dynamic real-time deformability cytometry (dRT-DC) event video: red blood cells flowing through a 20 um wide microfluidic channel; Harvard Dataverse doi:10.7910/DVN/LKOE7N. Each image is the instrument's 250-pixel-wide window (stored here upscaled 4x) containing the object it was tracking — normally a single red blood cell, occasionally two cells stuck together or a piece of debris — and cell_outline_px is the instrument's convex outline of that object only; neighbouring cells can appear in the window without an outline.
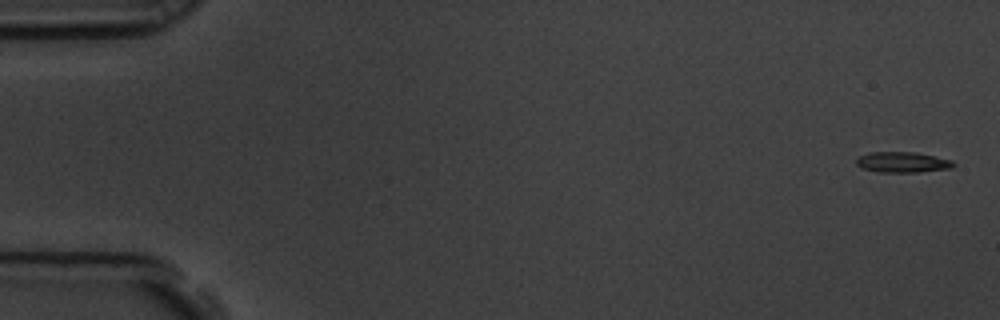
{"species": "common noctule bat (a hibernating species)", "species_latin": "Nyctalus noctula", "temperature_condition": "room temperature", "stored_images_in_passage": 7, "camera_frame_rate_fps": 3000, "um_per_image_px": 0.085, "animal": {"sex": "male", "body_mass_g": 19.5, "forearm_length_mm": 54.6}, "frame": {"image": 1, "passage_image": 1, "time_ms": 0.0, "image_size_px": [1000, 320], "cell_outline_px": [[956, 164], [952, 168], [920, 172], [880, 172], [860, 168], [856, 164], [856, 160], [860, 156], [872, 152], [916, 152], [952, 160]], "centroid_in_image_um": [76.73, 13.79], "position_along_channel_um": 8.3, "area_um2": 11.68}}
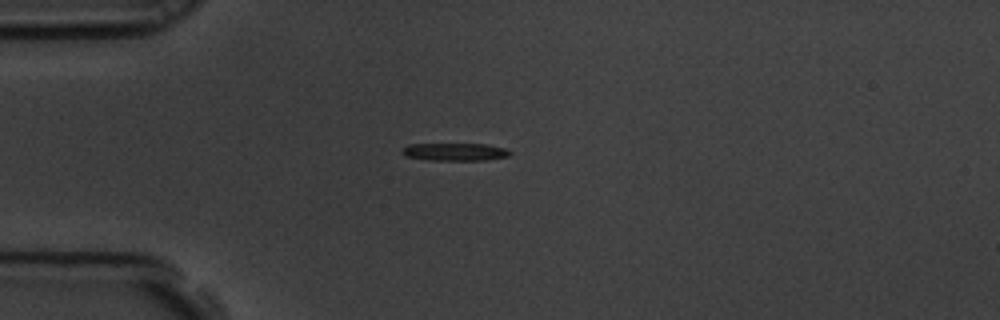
{"frame": {"image": 2, "passage_image": 5, "time_ms": 1.333, "image_size_px": [1000, 320], "cell_outline_px": [[512, 152], [508, 156], [488, 160], [432, 160], [404, 156], [400, 152], [408, 144], [488, 144], [504, 148]], "centroid_in_image_um": [38.67, 12.91], "position_along_channel_um": 46.3, "area_um2": 11.1}}
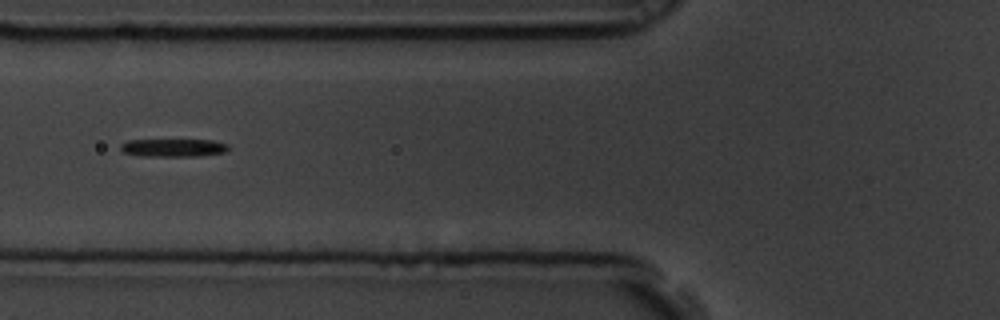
{"frame": {"image": 3, "passage_image": 7, "time_ms": 2.0, "image_size_px": [1000, 320], "cell_outline_px": [[228, 148], [224, 152], [196, 156], [140, 156], [124, 152], [120, 148], [120, 144], [128, 140], [212, 140], [228, 144]], "centroid_in_image_um": [14.7, 12.55], "position_along_channel_um": 111.1, "area_um2": 11.16}}